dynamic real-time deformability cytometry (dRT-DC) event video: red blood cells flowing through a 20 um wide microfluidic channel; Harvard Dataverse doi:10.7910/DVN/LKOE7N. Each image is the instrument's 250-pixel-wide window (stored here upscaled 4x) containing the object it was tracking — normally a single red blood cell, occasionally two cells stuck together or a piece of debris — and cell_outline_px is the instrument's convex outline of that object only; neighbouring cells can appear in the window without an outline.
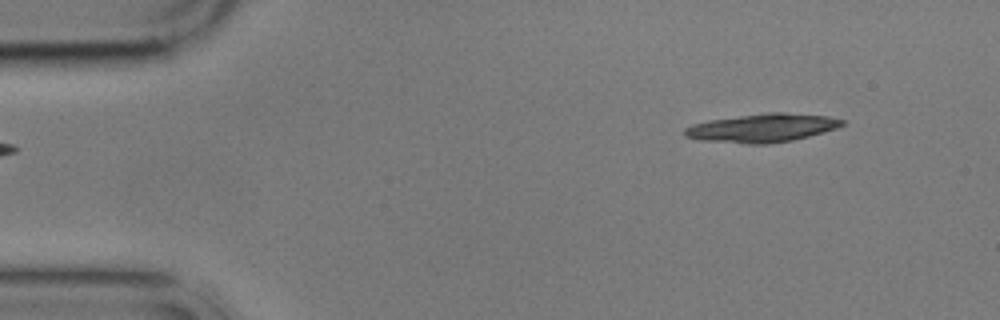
{"species": "common noctule bat (a hibernating species)", "species_latin": "Nyctalus noctula", "temperature_condition": "cold", "stored_images_in_passage": 5, "segment_of_instrument_passage": [2, 2], "camera_frame_rate_fps": 3000, "um_per_image_px": 0.085, "animal": {"sex": "male", "body_mass_g": 17.9}, "frame": {"image": 1, "passage_image": 5, "time_ms": 4.667, "image_size_px": [1000, 320], "cell_outline_px": [[844, 124], [836, 128], [824, 132], [792, 140], [768, 144], [748, 144], [700, 140], [684, 136], [684, 128], [692, 124], [708, 120], [768, 112], [784, 112], [828, 116], [844, 120]], "centroid_in_image_um": [64.77, 10.87], "position_along_channel_um": 20.2, "area_um2": 26.13}}